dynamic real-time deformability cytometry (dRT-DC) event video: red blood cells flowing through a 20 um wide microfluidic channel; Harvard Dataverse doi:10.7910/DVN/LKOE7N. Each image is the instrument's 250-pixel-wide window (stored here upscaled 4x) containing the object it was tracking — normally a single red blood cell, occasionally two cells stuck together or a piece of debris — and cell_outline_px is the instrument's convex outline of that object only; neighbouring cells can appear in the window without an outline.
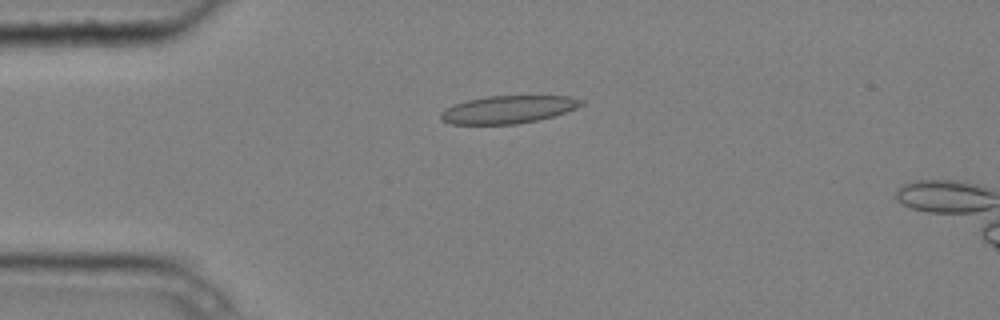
{"species": "common noctule bat (a hibernating species)", "species_latin": "Nyctalus noctula", "temperature_condition": "cold", "stored_images_in_passage": 5, "camera_frame_rate_fps": 3000, "um_per_image_px": 0.085, "animal": {"sex": "male", "body_mass_g": 20.4}, "frame": {"image": 1, "passage_image": 3, "time_ms": 0.667, "image_size_px": [1000, 320], "cell_outline_px": [[584, 104], [576, 108], [540, 120], [516, 124], [452, 124], [444, 120], [440, 116], [440, 112], [456, 104], [468, 100], [488, 96], [568, 96], [584, 100]], "centroid_in_image_um": [43.23, 9.31], "position_along_channel_um": 41.8, "area_um2": 22.43}}